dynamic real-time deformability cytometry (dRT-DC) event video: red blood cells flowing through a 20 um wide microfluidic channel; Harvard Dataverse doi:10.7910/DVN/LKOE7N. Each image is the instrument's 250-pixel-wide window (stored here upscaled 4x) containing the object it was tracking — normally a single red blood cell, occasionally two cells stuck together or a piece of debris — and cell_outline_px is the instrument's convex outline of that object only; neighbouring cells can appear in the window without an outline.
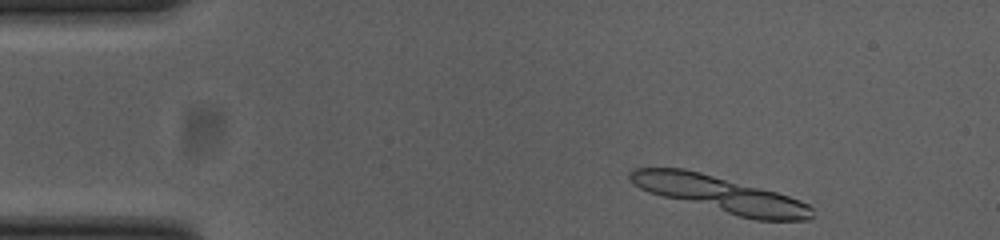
{"species": "common noctule bat (a hibernating species)", "species_latin": "Nyctalus noctula", "temperature_condition": "cold", "stored_images_in_passage": 8, "camera_frame_rate_fps": 3000, "um_per_image_px": 0.085, "animal": {"sex": "female", "body_mass_g": 23.0, "forearm_length_mm": 53.4}, "frame": {"image": 1, "passage_image": 2, "time_ms": 0.333, "image_size_px": [1000, 240], "cell_outline_px": [[812, 216], [808, 220], [756, 220], [740, 216], [648, 192], [632, 184], [628, 180], [628, 172], [636, 168], [684, 168], [700, 172], [776, 192], [800, 200], [808, 204], [812, 208]], "centroid_in_image_um": [61.19, 16.49], "position_along_channel_um": 23.8, "area_um2": 37.45}}